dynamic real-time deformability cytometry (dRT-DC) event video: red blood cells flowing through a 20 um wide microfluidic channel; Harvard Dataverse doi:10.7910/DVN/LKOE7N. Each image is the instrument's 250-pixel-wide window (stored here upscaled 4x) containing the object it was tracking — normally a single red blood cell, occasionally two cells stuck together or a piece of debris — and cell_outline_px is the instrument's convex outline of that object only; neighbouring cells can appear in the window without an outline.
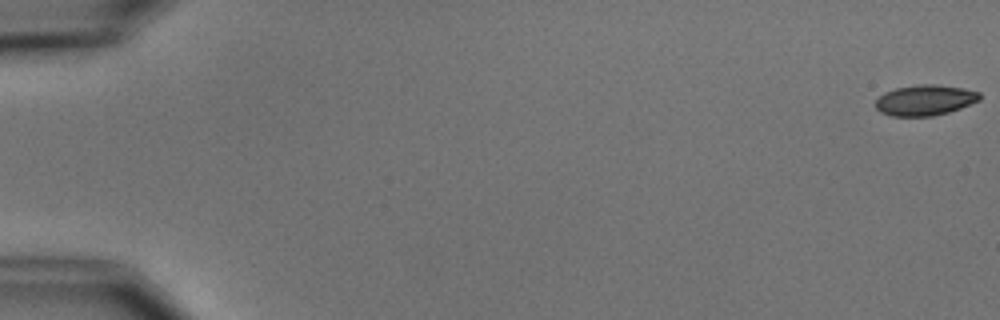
{"species": "common noctule bat (a hibernating species)", "species_latin": "Nyctalus noctula", "temperature_condition": "cold", "stored_images_in_passage": 4, "camera_frame_rate_fps": 3000, "um_per_image_px": 0.085, "animal": {"sex": "male", "body_mass_g": 15.6}, "frame": {"image": 1, "passage_image": 1, "time_ms": 0.0, "image_size_px": [1000, 320], "cell_outline_px": [[980, 100], [960, 108], [948, 112], [932, 116], [892, 116], [880, 112], [876, 108], [876, 100], [884, 92], [896, 88], [920, 84], [936, 84], [964, 88], [980, 92]], "centroid_in_image_um": [78.63, 8.51], "position_along_channel_um": 6.4, "area_um2": 18.55}}